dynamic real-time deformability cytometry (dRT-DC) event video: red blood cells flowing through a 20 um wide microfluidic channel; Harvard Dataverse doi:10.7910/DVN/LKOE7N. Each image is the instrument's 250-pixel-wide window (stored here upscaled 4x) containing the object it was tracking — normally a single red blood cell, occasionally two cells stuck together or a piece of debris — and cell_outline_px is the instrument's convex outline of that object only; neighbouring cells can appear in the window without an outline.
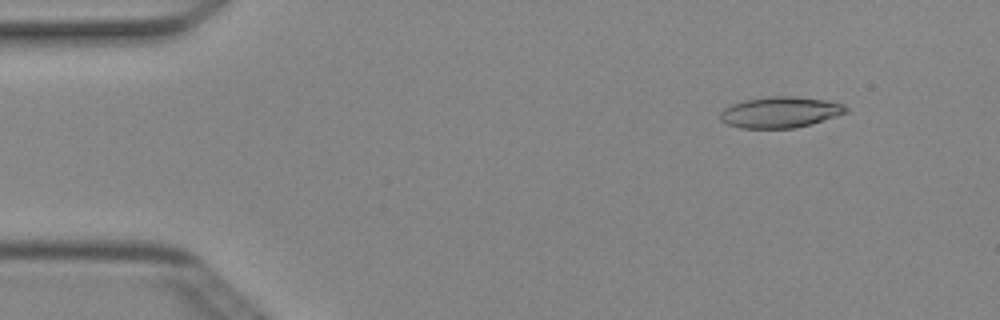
{"species": "Egyptian fruit bat (a non-hibernating species)", "species_latin": "Rousettus aegyptiacus", "temperature_condition": "cold", "stored_images_in_passage": 4, "camera_frame_rate_fps": 3000, "um_per_image_px": 0.085, "animal": {"sex": "female"}, "frame": {"image": 1, "passage_image": 2, "time_ms": 0.333, "image_size_px": [1000, 320], "cell_outline_px": [[848, 112], [812, 124], [796, 128], [740, 128], [728, 124], [720, 120], [720, 112], [724, 108], [732, 104], [744, 100], [772, 96], [792, 96], [828, 100], [844, 104], [848, 108]], "centroid_in_image_um": [66.34, 9.54], "position_along_channel_um": 18.7, "area_um2": 22.83}}
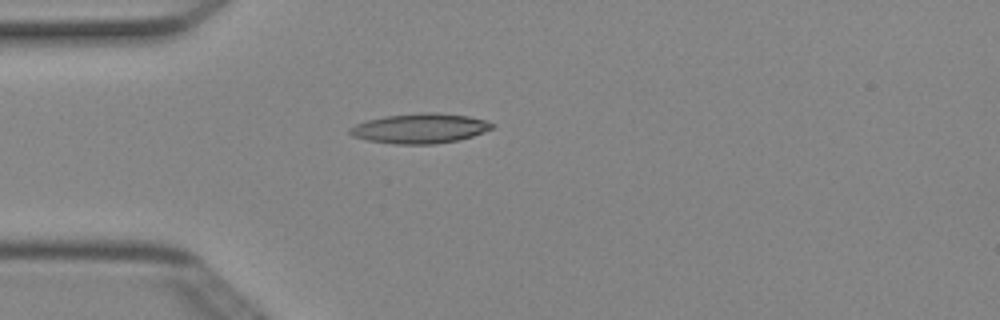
{"frame": {"image": 2, "passage_image": 4, "time_ms": 1.0, "image_size_px": [1000, 320], "cell_outline_px": [[496, 124], [492, 128], [472, 136], [456, 140], [432, 144], [396, 144], [368, 140], [352, 136], [348, 132], [348, 128], [356, 124], [368, 120], [384, 116], [420, 112], [432, 112], [468, 116], [484, 120]], "centroid_in_image_um": [35.66, 10.9], "position_along_channel_um": 49.3, "area_um2": 24.57}}